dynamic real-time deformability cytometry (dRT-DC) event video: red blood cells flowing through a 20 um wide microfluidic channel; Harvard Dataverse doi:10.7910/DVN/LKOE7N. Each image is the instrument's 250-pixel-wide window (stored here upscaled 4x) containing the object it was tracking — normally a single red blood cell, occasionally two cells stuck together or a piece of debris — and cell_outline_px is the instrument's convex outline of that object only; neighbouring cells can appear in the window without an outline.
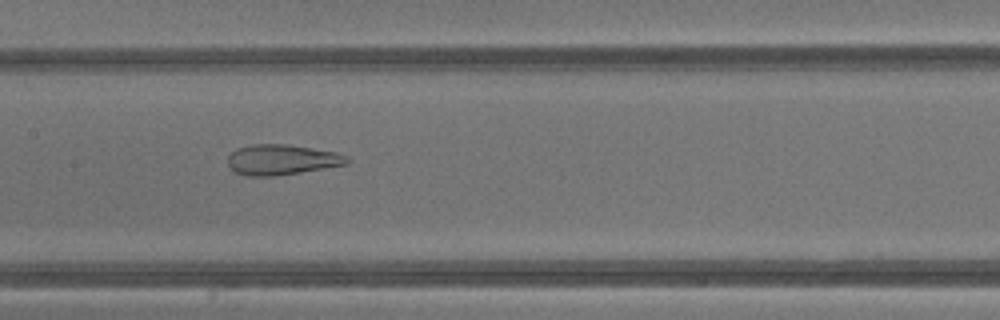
{"species": "common noctule bat (a hibernating species)", "species_latin": "Nyctalus noctula", "temperature_condition": "warm", "stored_images_in_passage": 28, "camera_frame_rate_fps": 3000, "um_per_image_px": 0.085, "animal": {"sex": "male", "body_mass_g": 13.3}, "frame": {"image": 1, "passage_image": 7, "time_ms": 2.0, "image_size_px": [1000, 320], "cell_outline_px": [[352, 160], [348, 164], [276, 176], [248, 176], [236, 172], [228, 164], [228, 156], [236, 148], [252, 144], [284, 144], [336, 152], [348, 156]], "centroid_in_image_um": [23.97, 13.57], "position_along_channel_um": 183.4, "area_um2": 21.04}}
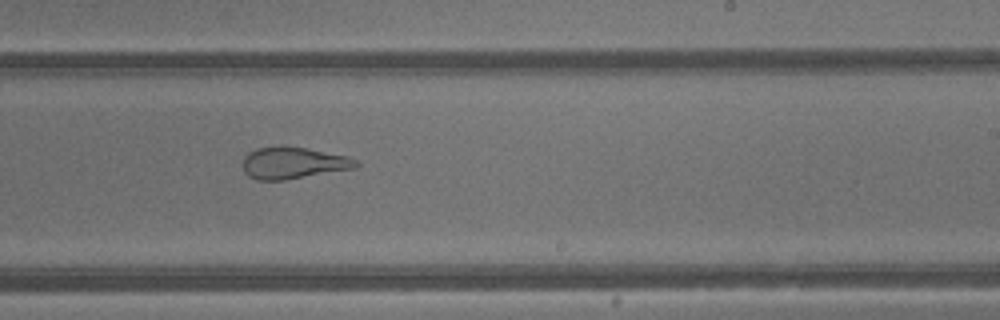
{"frame": {"image": 2, "passage_image": 12, "time_ms": 3.667, "image_size_px": [1000, 320], "cell_outline_px": [[360, 164], [356, 168], [284, 180], [256, 180], [248, 176], [244, 172], [244, 156], [248, 152], [256, 148], [276, 144], [284, 144], [348, 156], [356, 160]], "centroid_in_image_um": [24.9, 13.82], "position_along_channel_um": 264.1, "area_um2": 21.33}}
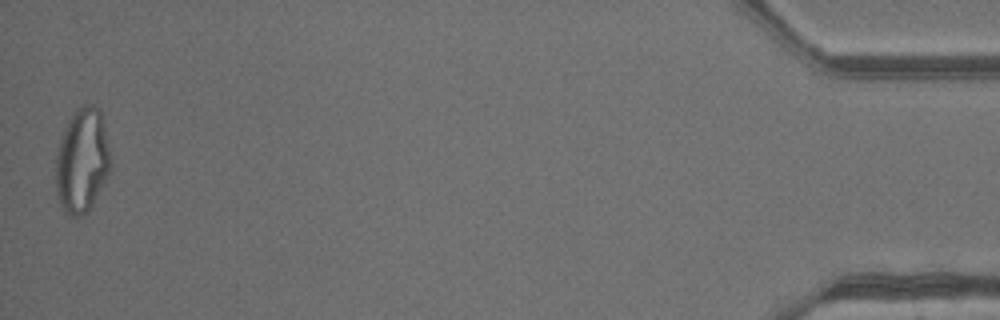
{"frame": {"image": 3, "passage_image": 28, "time_ms": 9.0, "image_size_px": [1000, 320], "cell_outline_px": [[112, 164], [88, 212], [80, 216], [68, 216], [64, 212], [60, 204], [56, 192], [56, 156], [60, 140], [64, 128], [72, 112], [84, 104], [92, 104], [100, 108]], "centroid_in_image_um": [6.96, 13.63], "position_along_channel_um": 428.2, "area_um2": 33.23}, "authors_computed_cell_mechanics": {"area_um2": 22.831, "velocity_mm_per_s": 4.8658, "shape_relaxation_time_tau1_ms": null, "shape_relaxation_time_tau2_ms": 0.8816, "deformation_change_tau1": null, "deformation_change_tau2": 0.1005}}